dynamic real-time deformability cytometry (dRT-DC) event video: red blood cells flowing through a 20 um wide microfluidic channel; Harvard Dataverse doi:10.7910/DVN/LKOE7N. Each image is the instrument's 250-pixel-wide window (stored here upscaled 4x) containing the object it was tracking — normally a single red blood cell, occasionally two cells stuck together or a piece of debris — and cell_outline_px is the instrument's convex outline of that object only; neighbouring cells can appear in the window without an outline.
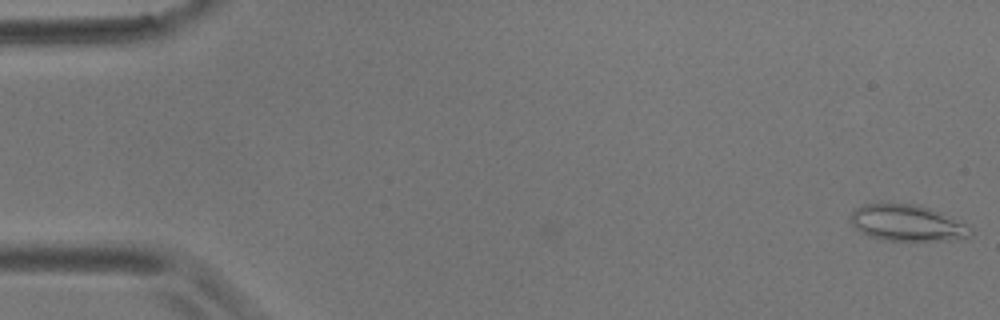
{"species": "common noctule bat (a hibernating species)", "species_latin": "Nyctalus noctula", "temperature_condition": "room temperature", "stored_images_in_passage": 8, "camera_frame_rate_fps": 3000, "um_per_image_px": 0.085, "animal": {"sex": "male", "body_mass_g": 17.9}, "frame": {"image": 1, "passage_image": 1, "time_ms": 0.0, "image_size_px": [1000, 320], "cell_outline_px": [[972, 232], [968, 236], [956, 240], [884, 240], [860, 232], [848, 220], [848, 216], [852, 208], [864, 204], [880, 200], [884, 200], [920, 204], [968, 224], [972, 228]], "centroid_in_image_um": [77.02, 18.88], "position_along_channel_um": 8.0, "area_um2": 26.36}}
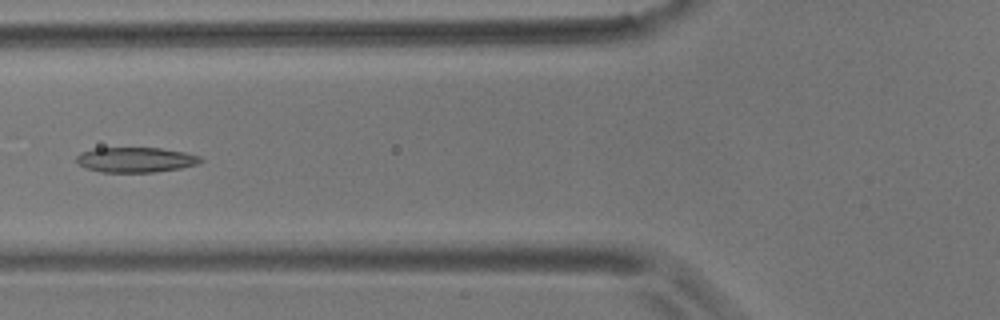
{"frame": {"image": 2, "passage_image": 7, "time_ms": 7.0, "image_size_px": [1000, 320], "cell_outline_px": [[204, 160], [196, 164], [180, 168], [156, 172], [100, 172], [84, 168], [76, 164], [76, 156], [80, 152], [92, 148], [160, 148], [184, 152], [200, 156]], "centroid_in_image_um": [11.46, 13.58], "position_along_channel_um": 114.3, "area_um2": 18.32}}
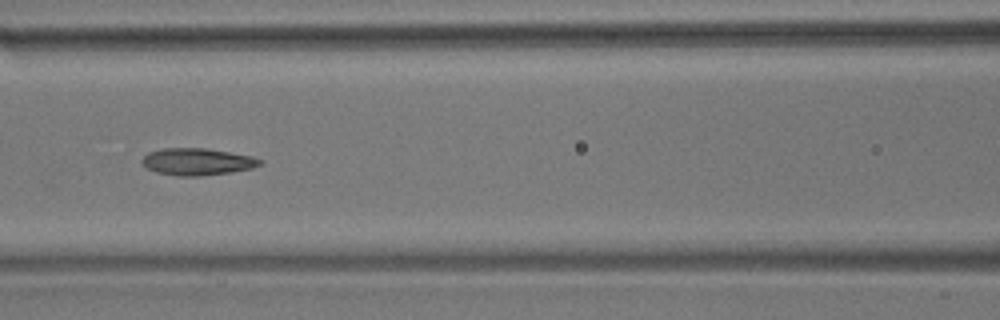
{"frame": {"image": 3, "passage_image": 8, "time_ms": 8.0, "image_size_px": [1000, 320], "cell_outline_px": [[264, 160], [260, 164], [252, 168], [232, 172], [200, 176], [176, 176], [156, 172], [148, 168], [140, 160], [148, 152], [164, 148], [204, 148], [252, 156]], "centroid_in_image_um": [16.76, 13.75], "position_along_channel_um": 149.8, "area_um2": 18.5}}